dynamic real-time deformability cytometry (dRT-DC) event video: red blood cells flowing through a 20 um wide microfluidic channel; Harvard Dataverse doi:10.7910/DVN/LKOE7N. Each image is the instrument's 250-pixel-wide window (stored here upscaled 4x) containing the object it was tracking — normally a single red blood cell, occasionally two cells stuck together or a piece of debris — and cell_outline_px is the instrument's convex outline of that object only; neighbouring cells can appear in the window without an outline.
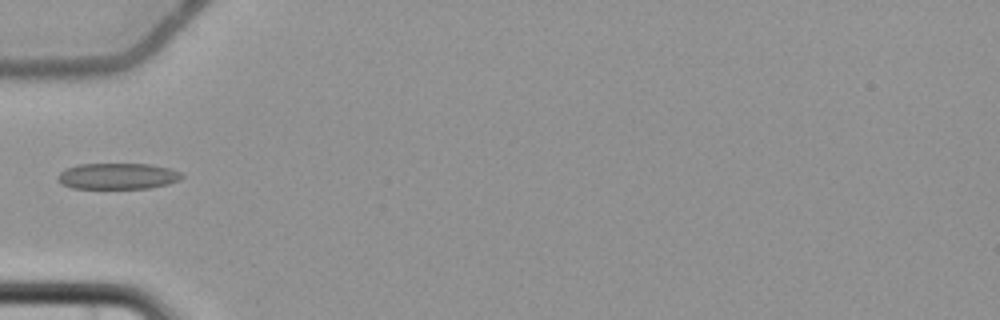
{"species": "common noctule bat (a hibernating species)", "species_latin": "Nyctalus noctula", "temperature_condition": "cold", "stored_images_in_passage": 6, "camera_frame_rate_fps": 3000, "um_per_image_px": 0.085, "animal": {"sex": "female", "body_mass_g": 22.7, "forearm_length_mm": 54.2}, "frame": {"image": 1, "passage_image": 4, "time_ms": 4.667, "image_size_px": [1000, 320], "cell_outline_px": [[184, 176], [180, 180], [168, 184], [148, 188], [72, 188], [60, 184], [56, 180], [56, 176], [64, 168], [76, 164], [148, 164], [168, 168], [180, 172]], "centroid_in_image_um": [9.94, 14.97], "position_along_channel_um": 75.1, "area_um2": 19.02}}
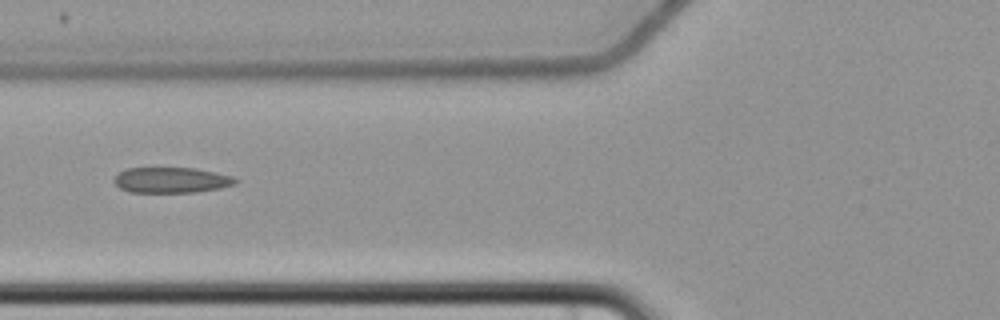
{"frame": {"image": 2, "passage_image": 5, "time_ms": 5.667, "image_size_px": [1000, 320], "cell_outline_px": [[240, 180], [236, 184], [220, 188], [196, 192], [128, 192], [120, 188], [112, 180], [120, 172], [128, 168], [196, 168], [232, 176]], "centroid_in_image_um": [14.59, 15.31], "position_along_channel_um": 111.2, "area_um2": 18.09}}
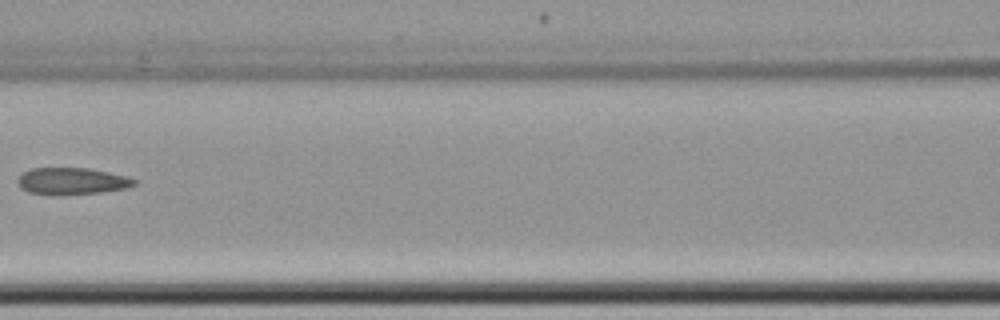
{"frame": {"image": 3, "passage_image": 6, "time_ms": 7.0, "image_size_px": [1000, 320], "cell_outline_px": [[136, 184], [128, 188], [104, 192], [52, 196], [28, 192], [20, 188], [16, 180], [24, 172], [32, 168], [88, 168], [128, 176], [136, 180]], "centroid_in_image_um": [6.11, 15.41], "position_along_channel_um": 160.5, "area_um2": 18.55}}